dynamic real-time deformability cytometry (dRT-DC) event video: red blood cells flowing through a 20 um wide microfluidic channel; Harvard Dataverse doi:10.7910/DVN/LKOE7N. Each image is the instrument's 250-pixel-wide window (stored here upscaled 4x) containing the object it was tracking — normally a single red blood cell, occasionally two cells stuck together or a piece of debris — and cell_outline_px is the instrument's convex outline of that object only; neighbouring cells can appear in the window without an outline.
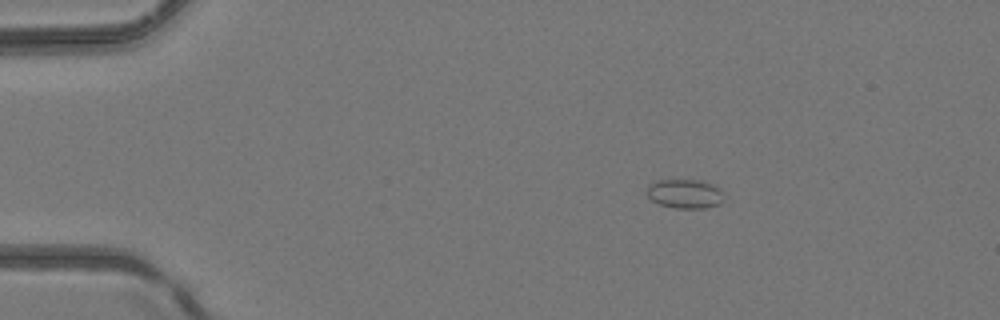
{"species": "common noctule bat (a hibernating species)", "species_latin": "Nyctalus noctula", "temperature_condition": "room temperature", "stored_images_in_passage": 3, "camera_frame_rate_fps": 3000, "um_per_image_px": 0.085, "animal": {"sex": "female", "body_mass_g": 24.6, "forearm_length_mm": 56.2}, "frame": {"image": 1, "passage_image": 1, "time_ms": 0.0, "image_size_px": [1000, 320], "cell_outline_px": [[724, 200], [720, 204], [708, 208], [676, 208], [660, 204], [652, 200], [648, 196], [648, 184], [656, 180], [704, 180], [720, 188], [724, 192]], "centroid_in_image_um": [58.28, 16.46], "position_along_channel_um": 26.7, "area_um2": 13.29}}
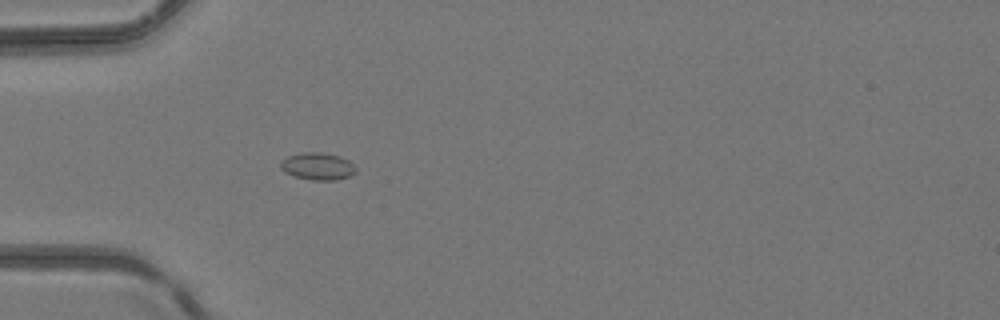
{"frame": {"image": 2, "passage_image": 3, "time_ms": 2.333, "image_size_px": [1000, 320], "cell_outline_px": [[356, 172], [352, 176], [336, 180], [312, 180], [296, 176], [284, 172], [280, 168], [280, 164], [288, 156], [304, 152], [320, 152], [340, 156], [348, 160], [356, 168]], "centroid_in_image_um": [27.03, 14.14], "position_along_channel_um": 58.0, "area_um2": 11.91}}